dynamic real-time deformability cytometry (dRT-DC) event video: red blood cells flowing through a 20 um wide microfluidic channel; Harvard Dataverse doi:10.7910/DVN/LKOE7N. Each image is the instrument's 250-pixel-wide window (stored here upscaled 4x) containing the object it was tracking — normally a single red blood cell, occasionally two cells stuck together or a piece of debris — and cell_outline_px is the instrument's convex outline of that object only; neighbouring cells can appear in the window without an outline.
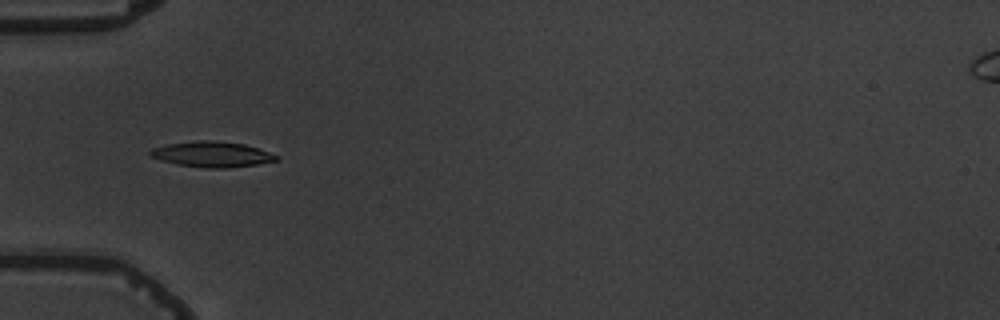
{"species": "common noctule bat (a hibernating species)", "species_latin": "Nyctalus noctula", "temperature_condition": "warm", "stored_images_in_passage": 7, "camera_frame_rate_fps": 3000, "um_per_image_px": 0.085, "animal": {"sex": "male", "body_mass_g": 19.5, "forearm_length_mm": 54.6}, "frame": {"image": 1, "passage_image": 5, "time_ms": 4.667, "image_size_px": [1000, 320], "cell_outline_px": [[280, 156], [276, 160], [256, 164], [224, 168], [204, 168], [176, 164], [160, 160], [152, 156], [148, 152], [152, 148], [168, 144], [200, 140], [212, 140], [244, 144]], "centroid_in_image_um": [17.98, 13.11], "position_along_channel_um": 67.0, "area_um2": 18.5}}
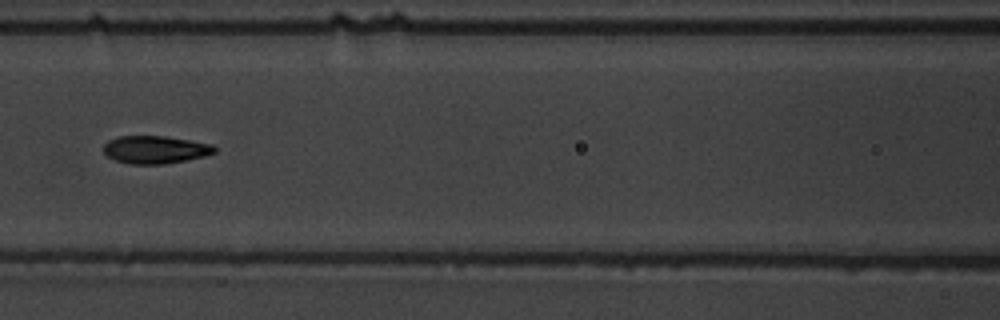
{"frame": {"image": 2, "passage_image": 7, "time_ms": 7.0, "image_size_px": [1000, 320], "cell_outline_px": [[216, 152], [204, 156], [164, 164], [128, 164], [116, 160], [108, 156], [104, 152], [104, 144], [108, 140], [120, 136], [164, 136], [212, 144], [216, 148]], "centroid_in_image_um": [13.18, 12.72], "position_along_channel_um": 153.4, "area_um2": 17.8}}